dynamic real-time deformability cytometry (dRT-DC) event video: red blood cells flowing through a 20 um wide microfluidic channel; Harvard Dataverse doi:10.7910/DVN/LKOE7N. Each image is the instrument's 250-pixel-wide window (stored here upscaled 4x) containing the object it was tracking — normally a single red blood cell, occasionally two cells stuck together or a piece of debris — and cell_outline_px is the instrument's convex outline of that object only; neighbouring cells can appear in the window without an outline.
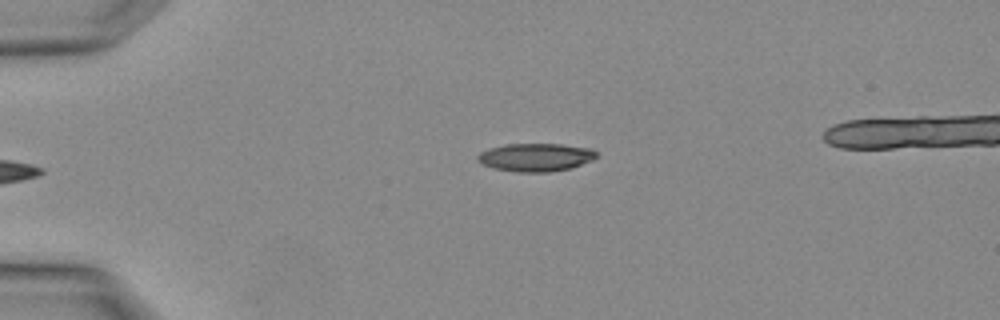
{"species": "Egyptian fruit bat (a non-hibernating species)", "species_latin": "Rousettus aegyptiacus", "temperature_condition": "warm", "stored_images_in_passage": 3, "camera_frame_rate_fps": 3000, "um_per_image_px": 0.085, "animal": {"sex": "female"}, "frame": {"image": 1, "passage_image": 2, "time_ms": 0.333, "image_size_px": [1000, 320], "cell_outline_px": [[596, 156], [592, 160], [572, 168], [548, 172], [516, 172], [492, 168], [480, 164], [476, 160], [476, 156], [480, 152], [488, 148], [508, 144], [560, 144], [592, 148], [596, 152]], "centroid_in_image_um": [45.49, 13.37], "position_along_channel_um": 39.5, "area_um2": 19.65}}